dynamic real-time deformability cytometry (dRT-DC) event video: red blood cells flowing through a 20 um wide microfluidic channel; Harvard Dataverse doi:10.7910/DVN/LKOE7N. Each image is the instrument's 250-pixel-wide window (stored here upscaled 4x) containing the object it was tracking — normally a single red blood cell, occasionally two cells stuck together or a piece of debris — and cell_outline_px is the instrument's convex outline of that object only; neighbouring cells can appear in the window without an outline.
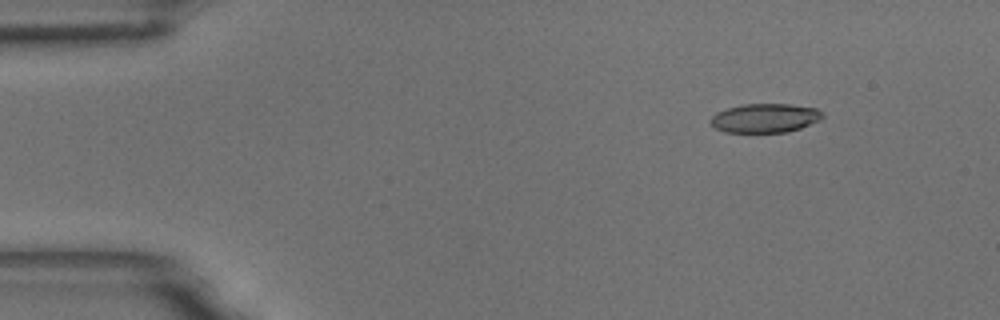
{"species": "common noctule bat (a hibernating species)", "species_latin": "Nyctalus noctula", "temperature_condition": "room temperature", "stored_images_in_passage": 4, "camera_frame_rate_fps": 3000, "um_per_image_px": 0.085, "animal": {"sex": "male", "body_mass_g": 18.8}, "frame": {"image": 1, "passage_image": 2, "time_ms": 0.333, "image_size_px": [1000, 320], "cell_outline_px": [[824, 116], [820, 120], [800, 128], [788, 132], [724, 132], [716, 128], [708, 120], [716, 112], [728, 108], [744, 104], [788, 104], [816, 108], [824, 112]], "centroid_in_image_um": [65.04, 10.03], "position_along_channel_um": 20.0, "area_um2": 18.96}}